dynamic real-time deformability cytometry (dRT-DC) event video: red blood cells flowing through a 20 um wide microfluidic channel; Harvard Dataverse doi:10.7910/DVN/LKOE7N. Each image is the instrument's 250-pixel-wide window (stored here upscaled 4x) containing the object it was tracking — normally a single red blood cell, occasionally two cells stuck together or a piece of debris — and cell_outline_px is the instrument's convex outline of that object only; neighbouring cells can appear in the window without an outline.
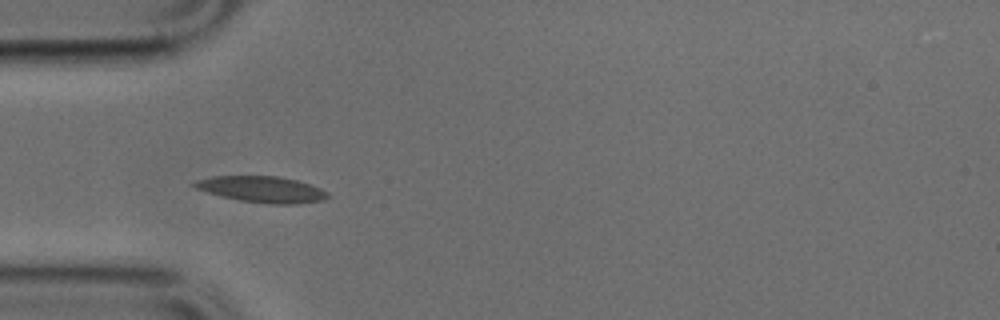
{"species": "common noctule bat (a hibernating species)", "species_latin": "Nyctalus noctula", "temperature_condition": "cold", "stored_images_in_passage": 10, "camera_frame_rate_fps": 3000, "um_per_image_px": 0.085, "animal": {"sex": "male", "body_mass_g": 17.9, "forearm_length_mm": 54.2}, "frame": {"image": 1, "passage_image": 6, "time_ms": 1.667, "image_size_px": [1000, 320], "cell_outline_px": [[332, 196], [324, 200], [296, 204], [268, 204], [240, 200], [220, 196], [196, 188], [188, 184], [196, 180], [212, 176], [280, 176], [296, 180], [320, 188], [328, 192]], "centroid_in_image_um": [22.27, 16.09], "position_along_channel_um": 62.7, "area_um2": 20.46}}
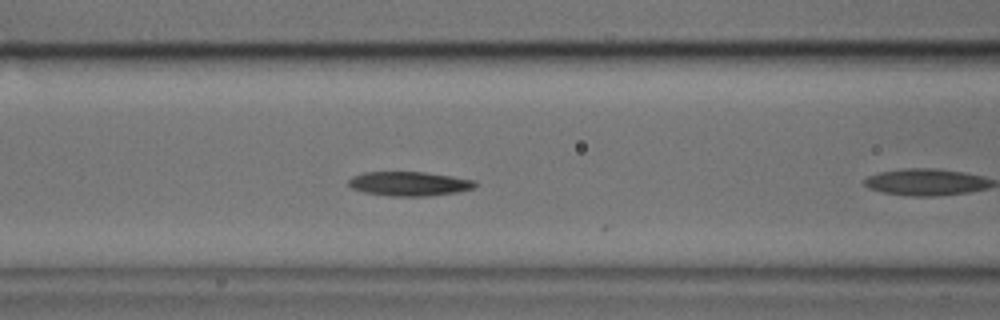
{"frame": {"image": 2, "passage_image": 8, "time_ms": 2.333, "image_size_px": [1000, 320], "cell_outline_px": [[480, 184], [476, 188], [456, 192], [428, 196], [392, 196], [364, 192], [352, 188], [348, 184], [348, 180], [352, 176], [364, 172], [424, 172], [452, 176], [476, 180]], "centroid_in_image_um": [34.83, 15.61], "position_along_channel_um": 131.8, "area_um2": 18.03}}